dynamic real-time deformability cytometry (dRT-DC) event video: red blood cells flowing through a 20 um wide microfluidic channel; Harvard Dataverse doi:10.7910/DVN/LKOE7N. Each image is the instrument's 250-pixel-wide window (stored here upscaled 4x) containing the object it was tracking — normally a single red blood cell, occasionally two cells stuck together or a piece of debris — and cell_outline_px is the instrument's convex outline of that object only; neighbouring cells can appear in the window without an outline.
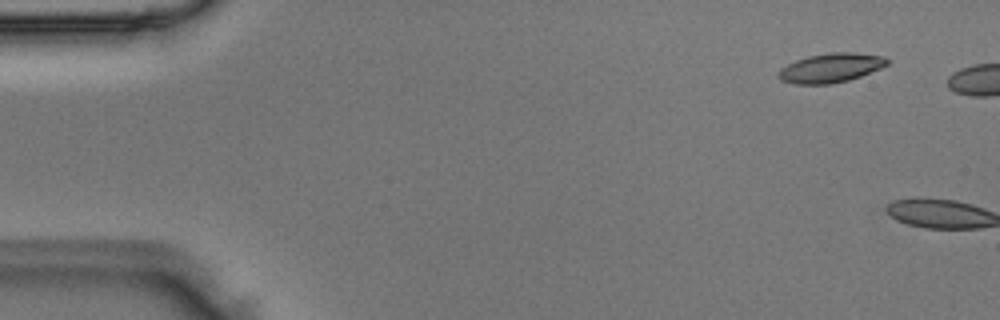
{"species": "Egyptian fruit bat (a non-hibernating species)", "species_latin": "Rousettus aegyptiacus", "temperature_condition": "room temperature", "stored_images_in_passage": 3, "camera_frame_rate_fps": 3000, "um_per_image_px": 0.085, "animal": {"sex": "male"}, "frame": {"image": 1, "passage_image": 1, "time_ms": 0.0, "image_size_px": [1000, 320], "cell_outline_px": [[888, 64], [880, 68], [860, 76], [848, 80], [832, 84], [796, 84], [780, 80], [776, 76], [780, 68], [796, 60], [808, 56], [832, 52], [856, 52], [884, 56], [888, 60]], "centroid_in_image_um": [70.59, 5.77], "position_along_channel_um": 14.4, "area_um2": 18.55}}